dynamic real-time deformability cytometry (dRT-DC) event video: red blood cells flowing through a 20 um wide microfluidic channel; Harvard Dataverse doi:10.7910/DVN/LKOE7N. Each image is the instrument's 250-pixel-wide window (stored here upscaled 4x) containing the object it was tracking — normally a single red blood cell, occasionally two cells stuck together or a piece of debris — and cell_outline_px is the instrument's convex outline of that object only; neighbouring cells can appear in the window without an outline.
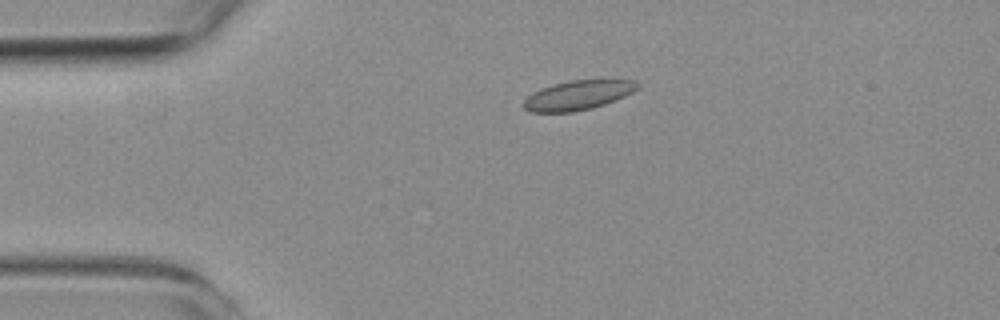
{"species": "common noctule bat (a hibernating species)", "species_latin": "Nyctalus noctula", "temperature_condition": "room temperature", "stored_images_in_passage": 4, "camera_frame_rate_fps": 3000, "um_per_image_px": 0.085, "animal": {"sex": "female", "body_mass_g": 19.3, "forearm_length_mm": 54.1}, "frame": {"image": 1, "passage_image": 3, "time_ms": 3.0, "image_size_px": [1000, 320], "cell_outline_px": [[640, 84], [632, 92], [624, 96], [604, 104], [592, 108], [572, 112], [532, 112], [524, 108], [520, 104], [532, 92], [540, 88], [552, 84], [568, 80], [636, 80]], "centroid_in_image_um": [49.07, 8.09], "position_along_channel_um": 35.9, "area_um2": 19.54}}
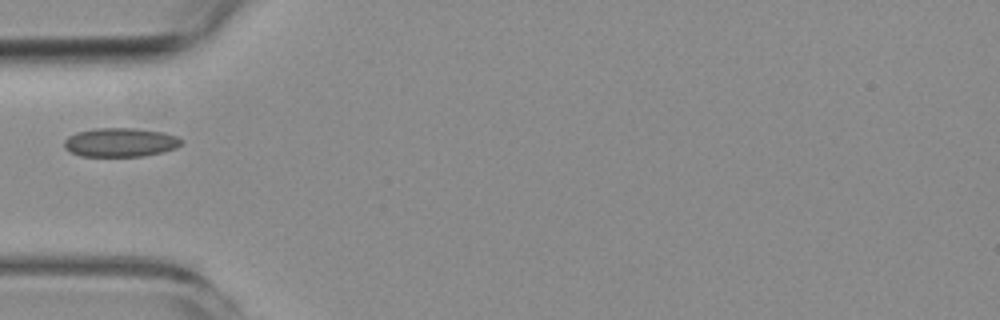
{"frame": {"image": 2, "passage_image": 4, "time_ms": 5.0, "image_size_px": [1000, 320], "cell_outline_px": [[184, 140], [176, 148], [144, 156], [80, 156], [64, 148], [64, 140], [68, 136], [76, 132], [96, 128], [132, 128], [164, 132], [176, 136]], "centroid_in_image_um": [10.21, 12.09], "position_along_channel_um": 74.8, "area_um2": 19.71}}